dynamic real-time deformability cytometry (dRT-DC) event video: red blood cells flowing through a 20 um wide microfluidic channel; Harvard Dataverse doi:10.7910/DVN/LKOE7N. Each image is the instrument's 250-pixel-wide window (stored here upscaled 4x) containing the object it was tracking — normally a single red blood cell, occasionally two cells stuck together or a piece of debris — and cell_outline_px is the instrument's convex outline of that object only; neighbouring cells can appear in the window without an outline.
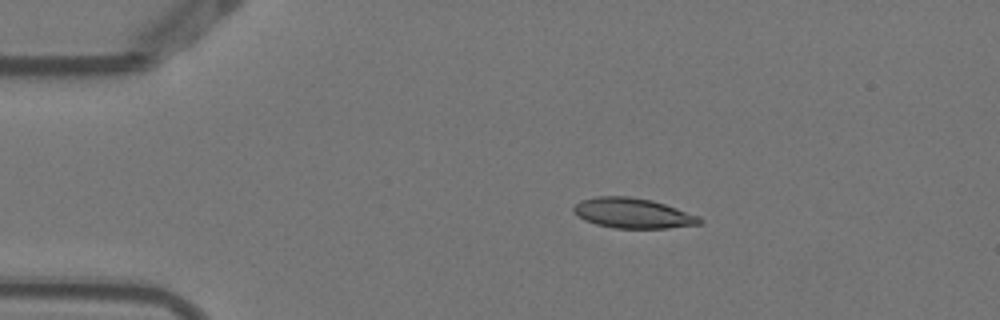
{"species": "Egyptian fruit bat (a non-hibernating species)", "species_latin": "Rousettus aegyptiacus", "temperature_condition": "warm", "stored_images_in_passage": 4, "camera_frame_rate_fps": 3000, "um_per_image_px": 0.085, "animal": {"sex": "female"}, "frame": {"image": 1, "passage_image": 3, "time_ms": 0.667, "image_size_px": [1000, 320], "cell_outline_px": [[704, 220], [700, 224], [668, 228], [616, 228], [596, 224], [584, 220], [572, 212], [572, 208], [580, 200], [596, 196], [628, 196], [652, 200], [700, 216]], "centroid_in_image_um": [53.78, 18.12], "position_along_channel_um": 31.2, "area_um2": 22.2}}